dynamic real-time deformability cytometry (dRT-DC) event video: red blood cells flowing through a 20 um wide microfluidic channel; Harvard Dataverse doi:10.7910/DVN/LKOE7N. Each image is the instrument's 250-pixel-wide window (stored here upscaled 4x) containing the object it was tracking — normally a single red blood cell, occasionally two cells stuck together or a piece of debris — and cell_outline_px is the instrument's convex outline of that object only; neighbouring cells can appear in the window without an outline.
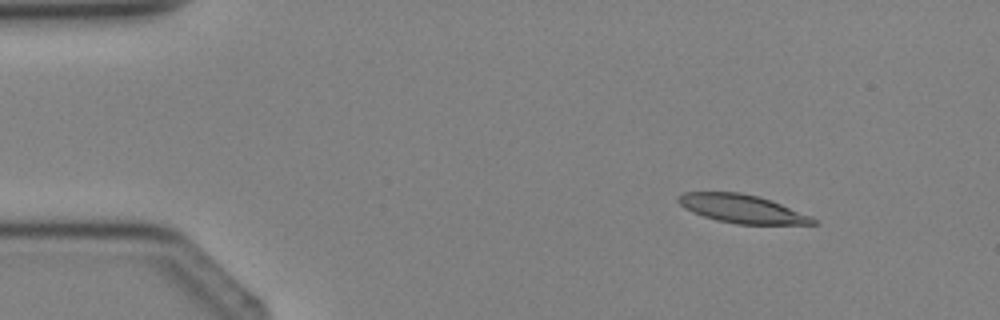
{"species": "Egyptian fruit bat (a non-hibernating species)", "species_latin": "Rousettus aegyptiacus", "temperature_condition": "cold", "stored_images_in_passage": 3, "camera_frame_rate_fps": 3000, "um_per_image_px": 0.085, "animal": {"sex": "female"}, "frame": {"image": 1, "passage_image": 1, "time_ms": 0.0, "image_size_px": [1000, 320], "cell_outline_px": [[820, 224], [736, 224], [716, 220], [692, 212], [684, 208], [676, 200], [676, 196], [684, 192], [740, 192], [772, 200], [812, 216]], "centroid_in_image_um": [63.07, 17.74], "position_along_channel_um": 21.9, "area_um2": 22.37}}